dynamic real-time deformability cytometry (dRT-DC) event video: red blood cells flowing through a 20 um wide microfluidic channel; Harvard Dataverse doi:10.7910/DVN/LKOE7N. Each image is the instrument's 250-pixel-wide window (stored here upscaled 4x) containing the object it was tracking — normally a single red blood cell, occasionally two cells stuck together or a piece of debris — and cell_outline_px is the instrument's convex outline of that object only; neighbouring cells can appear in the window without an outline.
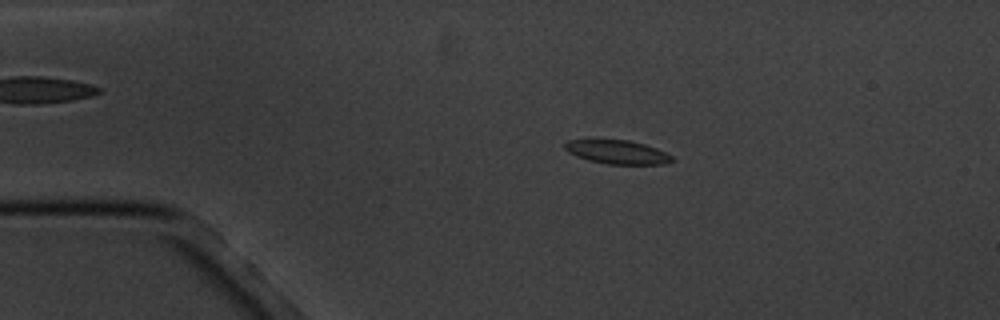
{"species": "common noctule bat (a hibernating species)", "species_latin": "Nyctalus noctula", "temperature_condition": "cold", "stored_images_in_passage": 16, "camera_frame_rate_fps": 3000, "um_per_image_px": 0.085, "animal": {"sex": "male", "body_mass_g": 20.1, "forearm_length_mm": 53.5}, "frame": {"image": 1, "passage_image": 3, "time_ms": 2.333, "image_size_px": [1000, 320], "cell_outline_px": [[676, 160], [664, 164], [608, 164], [588, 160], [576, 156], [568, 152], [564, 148], [564, 144], [568, 140], [588, 136], [628, 140], [644, 144], [656, 148], [672, 156]], "centroid_in_image_um": [52.37, 12.87], "position_along_channel_um": 32.6, "area_um2": 15.61}}
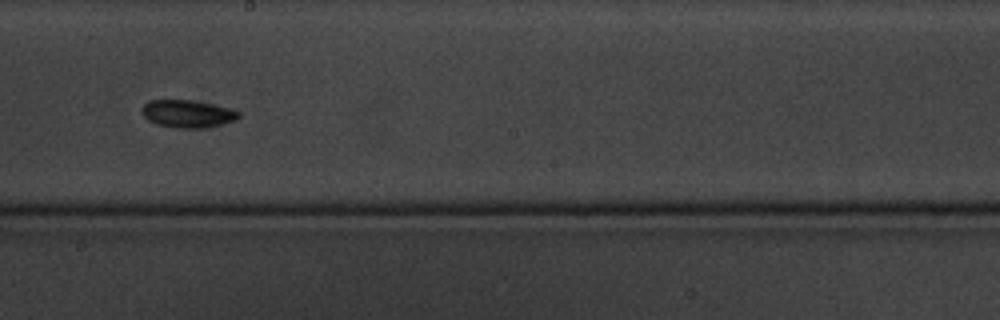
{"frame": {"image": 2, "passage_image": 9, "time_ms": 9.333, "image_size_px": [1000, 320], "cell_outline_px": [[240, 116], [236, 120], [204, 128], [176, 128], [156, 124], [148, 120], [140, 112], [140, 108], [148, 100], [188, 100], [212, 104], [232, 108], [240, 112]], "centroid_in_image_um": [15.92, 9.67], "position_along_channel_um": 232.3, "area_um2": 15.66}}
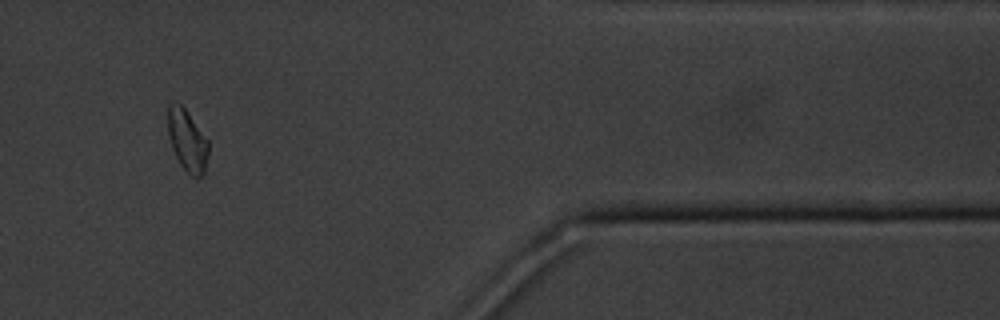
{"frame": {"image": 3, "passage_image": 14, "time_ms": 15.0, "image_size_px": [1000, 320], "cell_outline_px": [[208, 152], [204, 176], [196, 180], [180, 164], [172, 148], [168, 136], [168, 104], [176, 100], [184, 108], [208, 140]], "centroid_in_image_um": [15.91, 11.96], "position_along_channel_um": 395.5, "area_um2": 14.62}, "authors_computed_cell_mechanics": {"area_um2": 15.317, "velocity_mm_per_s": 3.4364, "shape_relaxation_time_tau1_ms": null, "shape_relaxation_time_tau2_ms": 6.9097, "deformation_change_tau1": null, "deformation_change_tau2": 0.1315}}